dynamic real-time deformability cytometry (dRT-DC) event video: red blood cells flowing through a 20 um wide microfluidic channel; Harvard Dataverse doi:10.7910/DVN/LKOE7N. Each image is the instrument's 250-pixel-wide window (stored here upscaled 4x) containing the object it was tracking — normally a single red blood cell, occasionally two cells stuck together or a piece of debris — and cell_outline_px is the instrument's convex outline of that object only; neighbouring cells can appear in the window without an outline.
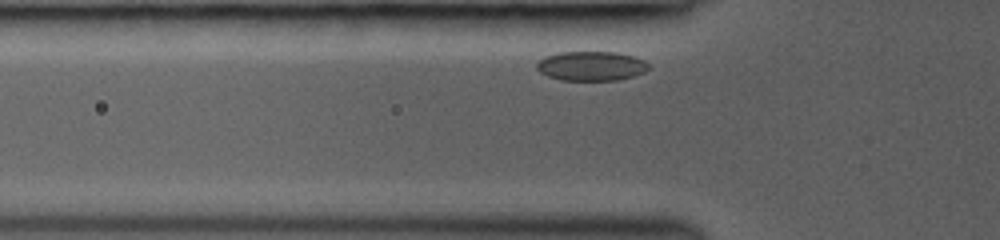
{"species": "common noctule bat (a hibernating species)", "species_latin": "Nyctalus noctula", "temperature_condition": "room temperature", "stored_images_in_passage": 28, "camera_frame_rate_fps": 3000, "um_per_image_px": 0.085, "animal": {"sex": "female", "body_mass_g": 19.0, "forearm_length_mm": 53.3}, "frame": {"image": 1, "passage_image": 2, "time_ms": 0.333, "image_size_px": [1000, 240], "cell_outline_px": [[648, 68], [644, 72], [632, 76], [616, 80], [560, 80], [548, 76], [540, 72], [536, 68], [536, 64], [544, 56], [560, 52], [616, 52], [632, 56], [644, 60], [648, 64]], "centroid_in_image_um": [50.22, 5.6], "position_along_channel_um": 75.6, "area_um2": 19.07}}
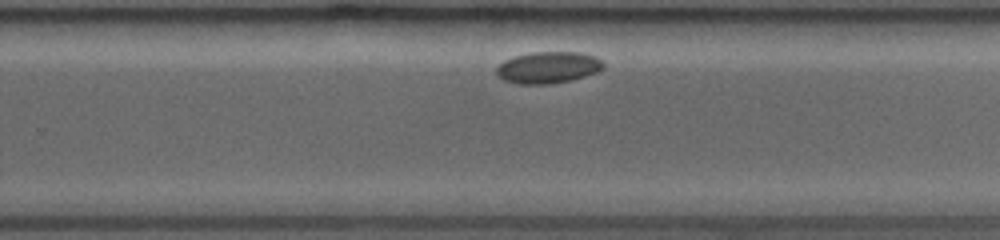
{"frame": {"image": 2, "passage_image": 19, "time_ms": 6.0, "image_size_px": [1000, 240], "cell_outline_px": [[604, 68], [600, 72], [572, 80], [544, 84], [520, 84], [504, 80], [496, 72], [496, 68], [504, 60], [512, 56], [532, 52], [580, 52], [596, 56], [604, 60]], "centroid_in_image_um": [46.65, 5.72], "position_along_channel_um": 283.2, "area_um2": 19.94}}
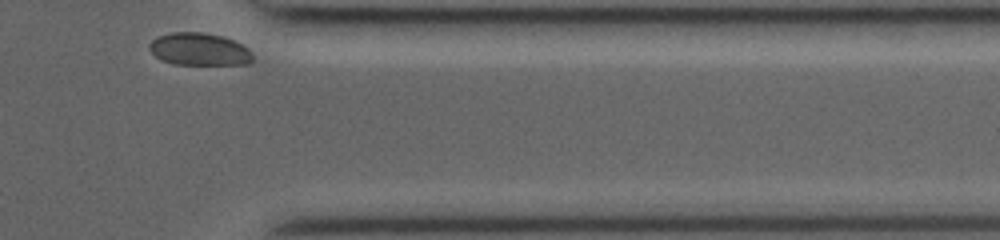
{"frame": {"image": 3, "passage_image": 28, "time_ms": 9.0, "image_size_px": [1000, 240], "cell_outline_px": [[252, 60], [248, 64], [176, 64], [160, 60], [148, 48], [148, 44], [156, 36], [172, 32], [204, 32], [220, 36], [232, 40], [248, 48], [252, 52]], "centroid_in_image_um": [16.9, 4.18], "position_along_channel_um": 394.5, "area_um2": 19.54}}